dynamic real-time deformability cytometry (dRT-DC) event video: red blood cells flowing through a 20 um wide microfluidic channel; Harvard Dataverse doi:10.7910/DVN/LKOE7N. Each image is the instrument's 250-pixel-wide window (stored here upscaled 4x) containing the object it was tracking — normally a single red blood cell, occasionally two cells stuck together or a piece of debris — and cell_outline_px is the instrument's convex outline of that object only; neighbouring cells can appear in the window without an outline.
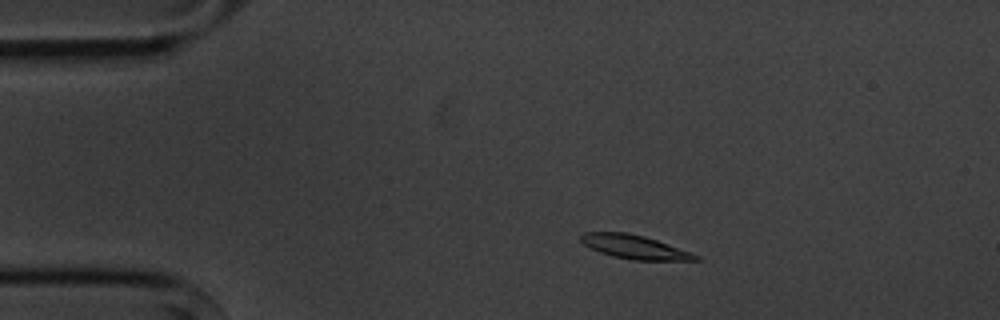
{"species": "common noctule bat (a hibernating species)", "species_latin": "Nyctalus noctula", "temperature_condition": "cold", "stored_images_in_passage": 8, "camera_frame_rate_fps": 3000, "um_per_image_px": 0.085, "animal": {"sex": "male", "body_mass_g": 20.1, "forearm_length_mm": 53.5}, "frame": {"image": 1, "passage_image": 2, "time_ms": 1.333, "image_size_px": [1000, 320], "cell_outline_px": [[700, 260], [632, 260], [612, 256], [600, 252], [584, 244], [580, 240], [580, 236], [584, 232], [628, 232], [644, 236], [692, 252], [700, 256]], "centroid_in_image_um": [53.95, 20.99], "position_along_channel_um": 31.1, "area_um2": 15.84}}
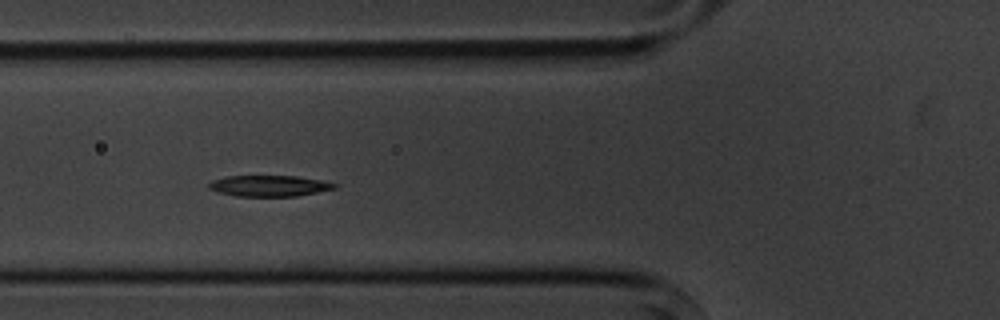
{"frame": {"image": 2, "passage_image": 5, "time_ms": 4.667, "image_size_px": [1000, 320], "cell_outline_px": [[336, 188], [296, 196], [236, 196], [220, 192], [208, 188], [208, 184], [212, 180], [228, 176], [296, 176], [320, 180], [336, 184]], "centroid_in_image_um": [22.86, 15.79], "position_along_channel_um": 102.9, "area_um2": 15.14}}
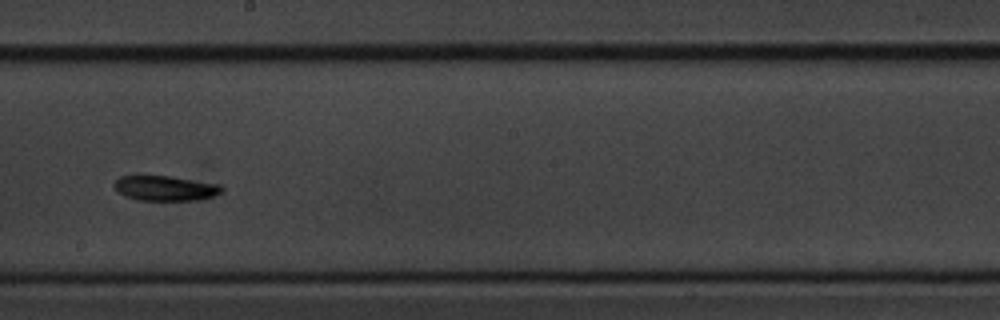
{"frame": {"image": 3, "passage_image": 8, "time_ms": 8.333, "image_size_px": [1000, 320], "cell_outline_px": [[224, 192], [200, 200], [136, 200], [124, 196], [112, 184], [120, 176], [168, 176], [220, 184], [224, 188]], "centroid_in_image_um": [14.08, 16.0], "position_along_channel_um": 234.1, "area_um2": 15.66}}